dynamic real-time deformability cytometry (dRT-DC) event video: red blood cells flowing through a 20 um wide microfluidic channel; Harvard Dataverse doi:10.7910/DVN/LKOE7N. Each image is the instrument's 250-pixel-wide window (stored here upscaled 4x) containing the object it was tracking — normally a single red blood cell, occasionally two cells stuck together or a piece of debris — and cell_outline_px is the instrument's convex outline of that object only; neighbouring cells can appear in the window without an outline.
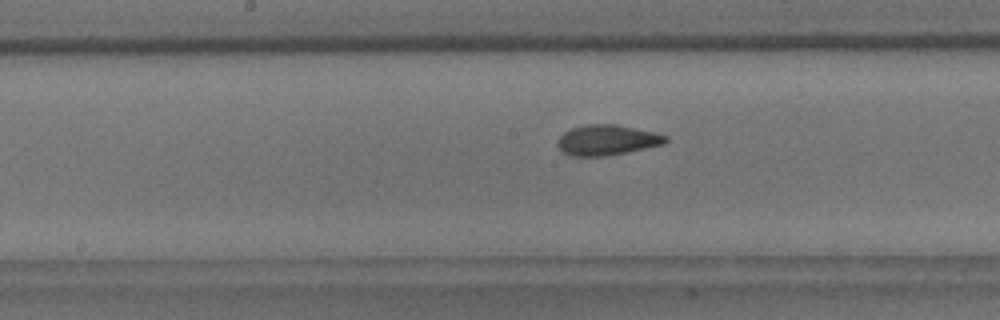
{"species": "common noctule bat (a hibernating species)", "species_latin": "Nyctalus noctula", "temperature_condition": "room temperature", "stored_images_in_passage": 40, "camera_frame_rate_fps": 3000, "um_per_image_px": 0.085, "animal": {"sex": "male", "body_mass_g": 18.8}, "frame": {"image": 1, "passage_image": 19, "time_ms": 6.0, "image_size_px": [1000, 320], "cell_outline_px": [[668, 140], [664, 144], [604, 156], [572, 156], [564, 152], [556, 144], [560, 136], [564, 132], [572, 128], [588, 124], [616, 124], [656, 132], [668, 136]], "centroid_in_image_um": [51.61, 11.89], "position_along_channel_um": 196.6, "area_um2": 18.96}}
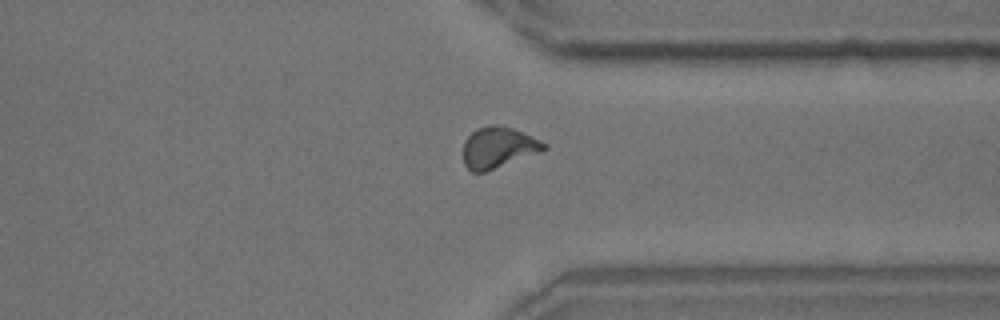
{"frame": {"image": 2, "passage_image": 33, "time_ms": 10.667, "image_size_px": [1000, 320], "cell_outline_px": [[548, 148], [540, 152], [484, 172], [472, 172], [464, 164], [464, 140], [476, 128], [488, 124], [496, 124], [512, 128], [532, 136], [548, 144]], "centroid_in_image_um": [42.35, 12.52], "position_along_channel_um": 369.0, "area_um2": 19.31}}
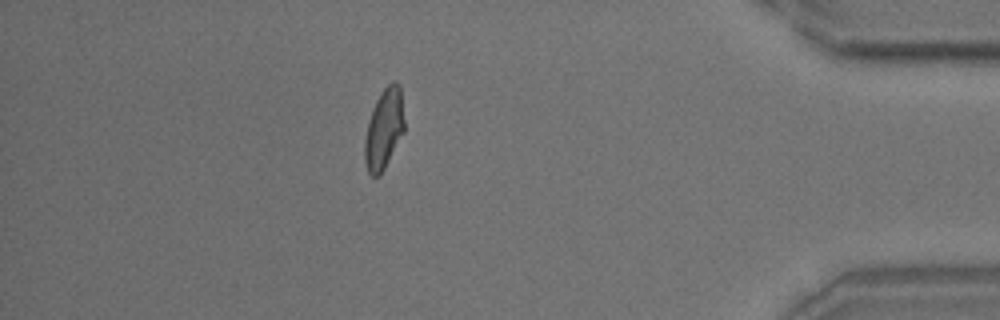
{"frame": {"image": 3, "passage_image": 39, "time_ms": 12.667, "image_size_px": [1000, 320], "cell_outline_px": [[404, 132], [380, 176], [372, 176], [368, 172], [364, 160], [364, 140], [368, 120], [376, 100], [380, 92], [392, 80], [396, 80], [400, 84], [404, 120]], "centroid_in_image_um": [32.63, 10.94], "position_along_channel_um": 402.6, "area_um2": 18.73}}